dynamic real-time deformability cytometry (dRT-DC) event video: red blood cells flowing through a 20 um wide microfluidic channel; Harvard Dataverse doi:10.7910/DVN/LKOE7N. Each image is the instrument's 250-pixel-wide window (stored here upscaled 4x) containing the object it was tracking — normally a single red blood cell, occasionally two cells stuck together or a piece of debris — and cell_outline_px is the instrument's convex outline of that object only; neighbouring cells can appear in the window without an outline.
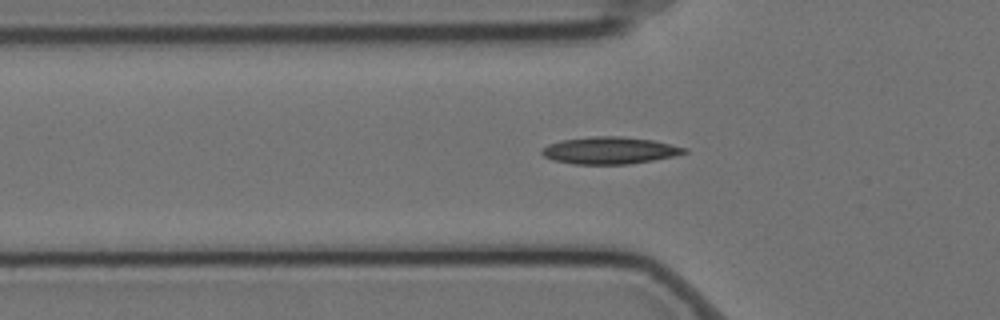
{"species": "Egyptian fruit bat (a non-hibernating species)", "species_latin": "Rousettus aegyptiacus", "temperature_condition": "cold", "stored_images_in_passage": 35, "camera_frame_rate_fps": 3000, "um_per_image_px": 0.085, "animal": {"sex": "female"}, "frame": {"image": 1, "passage_image": 2, "time_ms": 0.333, "image_size_px": [1000, 320], "cell_outline_px": [[688, 152], [672, 156], [652, 160], [628, 164], [572, 164], [552, 160], [544, 156], [540, 152], [548, 144], [560, 140], [588, 136], [624, 136], [652, 140], [688, 148]], "centroid_in_image_um": [51.79, 12.78], "position_along_channel_um": 74.0, "area_um2": 22.54}}
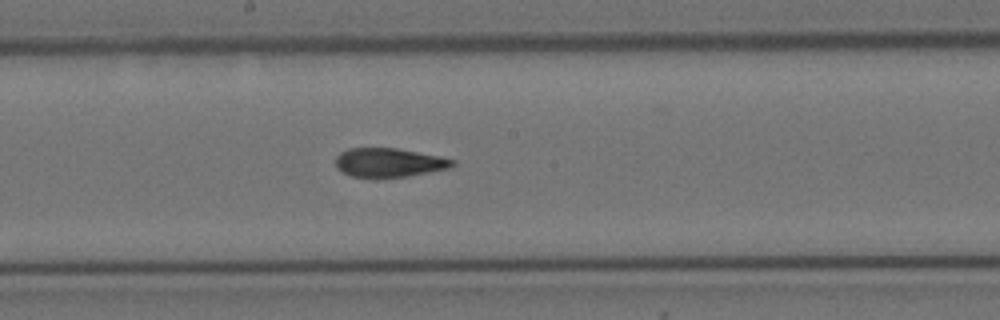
{"frame": {"image": 2, "passage_image": 14, "time_ms": 4.333, "image_size_px": [1000, 320], "cell_outline_px": [[456, 164], [448, 168], [408, 176], [376, 180], [352, 176], [336, 168], [336, 156], [340, 152], [348, 148], [396, 148], [440, 156], [456, 160]], "centroid_in_image_um": [33.04, 13.84], "position_along_channel_um": 215.2, "area_um2": 20.17}}
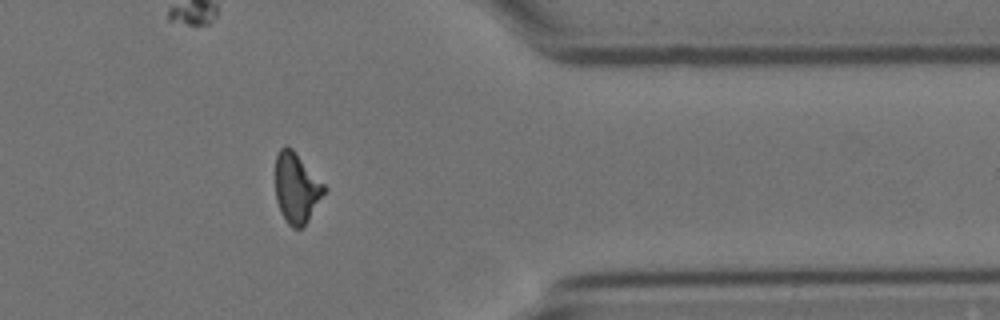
{"frame": {"image": 3, "passage_image": 30, "time_ms": 9.667, "image_size_px": [1000, 320], "cell_outline_px": [[328, 188], [308, 220], [300, 228], [292, 228], [288, 224], [280, 212], [276, 200], [276, 156], [280, 148], [292, 148]], "centroid_in_image_um": [25.21, 15.99], "position_along_channel_um": 386.2, "area_um2": 19.77}}